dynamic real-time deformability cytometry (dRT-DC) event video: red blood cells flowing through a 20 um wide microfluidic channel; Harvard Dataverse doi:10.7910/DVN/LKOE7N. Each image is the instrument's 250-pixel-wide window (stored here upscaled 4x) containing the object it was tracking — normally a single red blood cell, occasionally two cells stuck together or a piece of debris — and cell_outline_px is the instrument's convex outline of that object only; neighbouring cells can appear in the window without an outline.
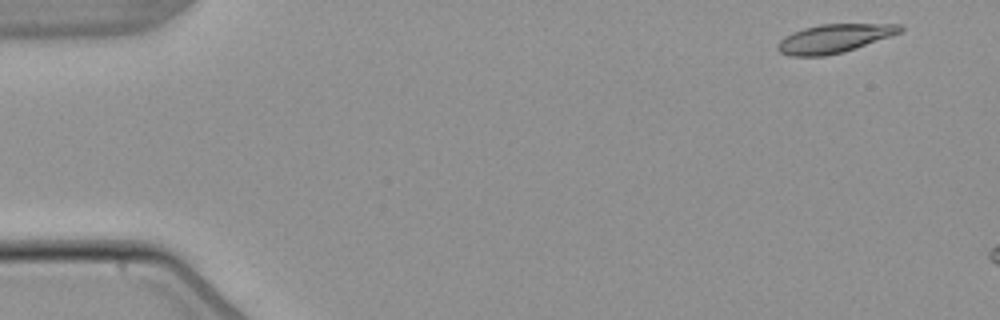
{"species": "common noctule bat (a hibernating species)", "species_latin": "Nyctalus noctula", "temperature_condition": "warm", "stored_images_in_passage": 3, "camera_frame_rate_fps": 3000, "um_per_image_px": 0.085, "animal": {"sex": "male", "body_mass_g": 21.5, "forearm_length_mm": 52.0}, "frame": {"image": 1, "passage_image": 1, "time_ms": 0.0, "image_size_px": [1000, 320], "cell_outline_px": [[904, 28], [900, 32], [856, 48], [844, 52], [824, 56], [788, 56], [780, 52], [776, 48], [776, 44], [784, 36], [792, 32], [804, 28], [820, 24], [900, 24]], "centroid_in_image_um": [70.84, 3.28], "position_along_channel_um": 14.2, "area_um2": 20.35}}